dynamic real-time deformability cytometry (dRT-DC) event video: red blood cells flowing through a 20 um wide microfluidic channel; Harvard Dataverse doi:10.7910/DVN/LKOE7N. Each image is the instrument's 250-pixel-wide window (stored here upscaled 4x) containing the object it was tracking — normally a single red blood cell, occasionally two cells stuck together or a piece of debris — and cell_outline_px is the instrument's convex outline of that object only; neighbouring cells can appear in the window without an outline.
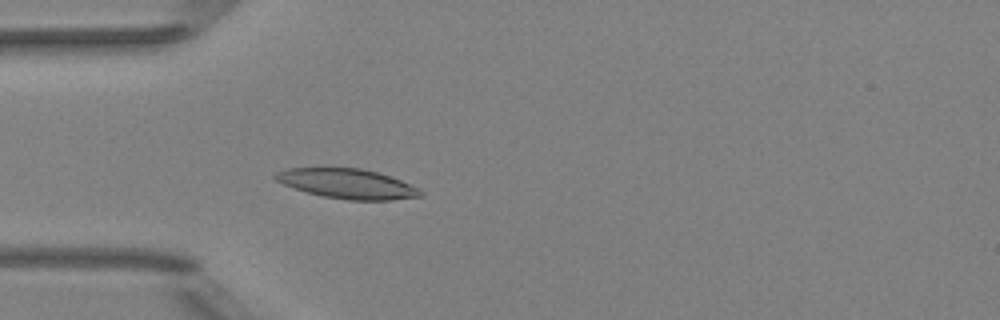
{"species": "Egyptian fruit bat (a non-hibernating species)", "species_latin": "Rousettus aegyptiacus", "temperature_condition": "room temperature", "stored_images_in_passage": 52, "camera_frame_rate_fps": 3000, "um_per_image_px": 0.085, "animal": {"sex": "female"}, "frame": {"image": 1, "passage_image": 16, "time_ms": 5.0, "image_size_px": [1000, 320], "cell_outline_px": [[424, 196], [392, 200], [348, 200], [324, 196], [308, 192], [284, 184], [276, 180], [272, 176], [276, 172], [288, 168], [360, 168], [392, 176], [420, 188], [424, 192]], "centroid_in_image_um": [29.59, 15.62], "position_along_channel_um": 55.4, "area_um2": 25.14}}
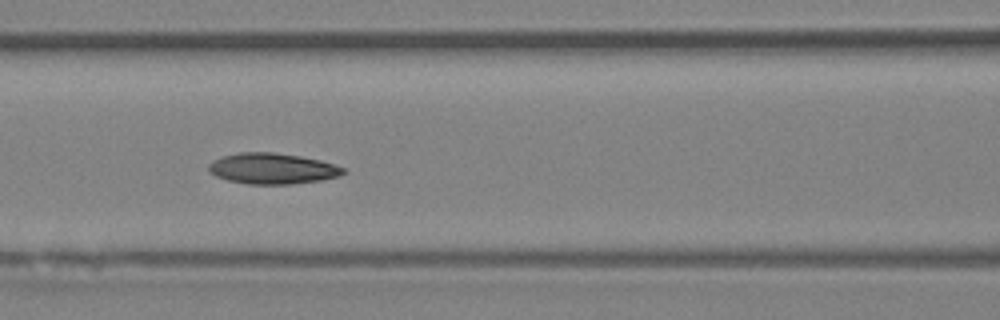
{"frame": {"image": 2, "passage_image": 23, "time_ms": 7.333, "image_size_px": [1000, 320], "cell_outline_px": [[348, 172], [340, 176], [320, 180], [292, 184], [248, 184], [228, 180], [216, 176], [208, 172], [208, 164], [212, 160], [224, 156], [240, 152], [272, 152], [300, 156], [320, 160], [348, 168]], "centroid_in_image_um": [23.18, 14.33], "position_along_channel_um": 143.4, "area_um2": 24.39}}
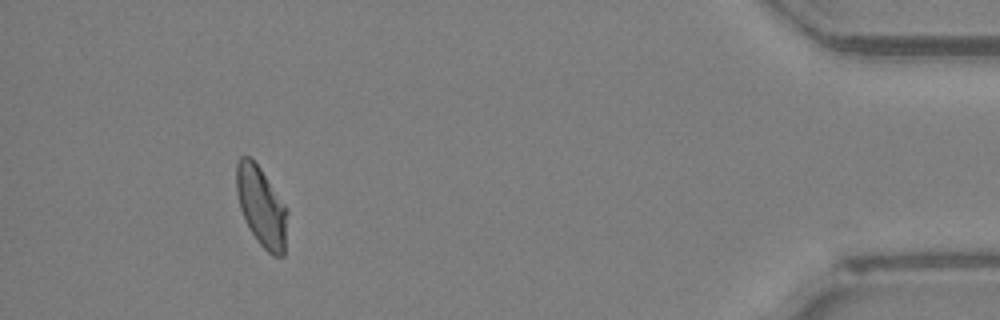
{"frame": {"image": 3, "passage_image": 48, "time_ms": 15.667, "image_size_px": [1000, 320], "cell_outline_px": [[288, 212], [284, 256], [272, 256], [256, 240], [244, 220], [240, 208], [236, 192], [236, 164], [240, 156], [248, 156], [260, 168], [288, 208]], "centroid_in_image_um": [22.22, 17.58], "position_along_channel_um": 413.0, "area_um2": 23.81}, "authors_computed_cell_mechanics": {"area_um2": 23.8425, "velocity_mm_per_s": 3.9983, "shape_relaxation_time_tau1_ms": 3.977, "shape_relaxation_time_tau2_ms": 3.9248, "deformation_change_tau1": 0.1181, "deformation_change_tau2": 0.0893}}